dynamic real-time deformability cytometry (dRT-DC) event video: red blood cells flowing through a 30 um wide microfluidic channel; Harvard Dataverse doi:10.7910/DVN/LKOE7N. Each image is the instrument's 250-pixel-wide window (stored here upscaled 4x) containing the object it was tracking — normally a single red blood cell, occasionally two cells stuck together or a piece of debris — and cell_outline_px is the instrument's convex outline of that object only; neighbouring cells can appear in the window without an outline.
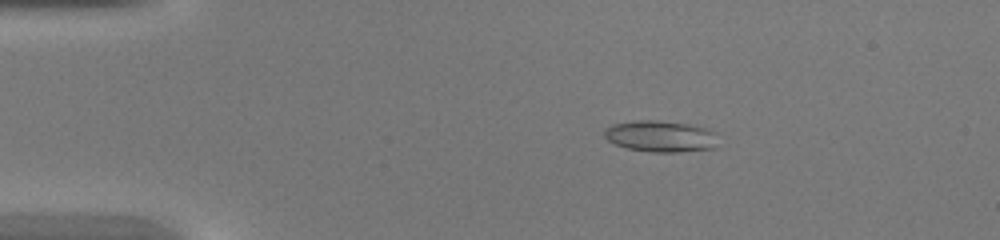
{"species": "common noctule bat (a hibernating species)", "species_latin": "Nyctalus noctula", "temperature_condition": "warm", "stored_images_in_passage": 40, "camera_frame_rate_fps": 3000, "um_per_image_px": 0.085, "animal": {"sex": "female", "body_mass_g": 20.0, "forearm_length_mm": 54.0}, "frame": {"image": 1, "passage_image": 4, "time_ms": 1.0, "image_size_px": [1000, 240], "cell_outline_px": [[716, 148], [680, 152], [652, 152], [628, 148], [616, 144], [608, 140], [604, 136], [604, 128], [612, 124], [636, 120], [656, 120], [688, 124], [704, 128], [716, 132]], "centroid_in_image_um": [56.14, 11.58], "position_along_channel_um": 28.9, "area_um2": 20.81}}
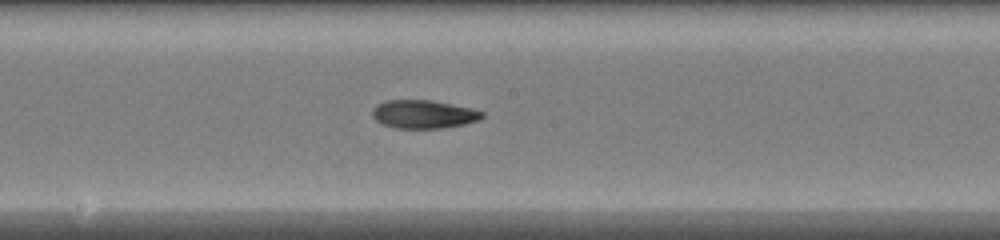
{"frame": {"image": 2, "passage_image": 20, "time_ms": 6.333, "image_size_px": [1000, 240], "cell_outline_px": [[484, 116], [480, 120], [464, 124], [440, 128], [396, 128], [380, 124], [372, 116], [372, 108], [376, 104], [388, 100], [432, 100], [472, 108], [484, 112]], "centroid_in_image_um": [35.99, 9.7], "position_along_channel_um": 212.2, "area_um2": 18.26}}
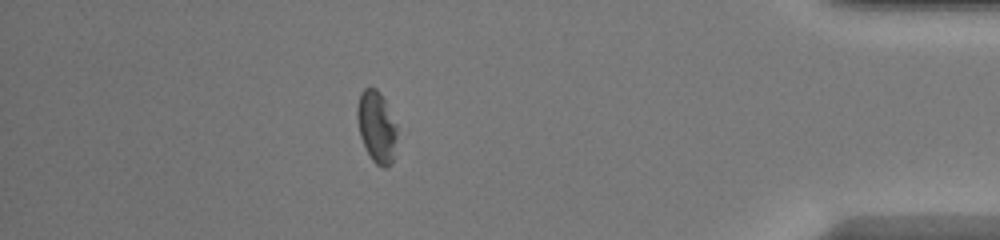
{"frame": {"image": 3, "passage_image": 35, "time_ms": 11.333, "image_size_px": [1000, 240], "cell_outline_px": [[396, 136], [392, 164], [384, 168], [376, 164], [372, 160], [360, 136], [356, 116], [356, 108], [360, 92], [364, 88], [376, 88], [380, 92], [396, 124]], "centroid_in_image_um": [31.98, 10.76], "position_along_channel_um": 403.2, "area_um2": 16.47}}